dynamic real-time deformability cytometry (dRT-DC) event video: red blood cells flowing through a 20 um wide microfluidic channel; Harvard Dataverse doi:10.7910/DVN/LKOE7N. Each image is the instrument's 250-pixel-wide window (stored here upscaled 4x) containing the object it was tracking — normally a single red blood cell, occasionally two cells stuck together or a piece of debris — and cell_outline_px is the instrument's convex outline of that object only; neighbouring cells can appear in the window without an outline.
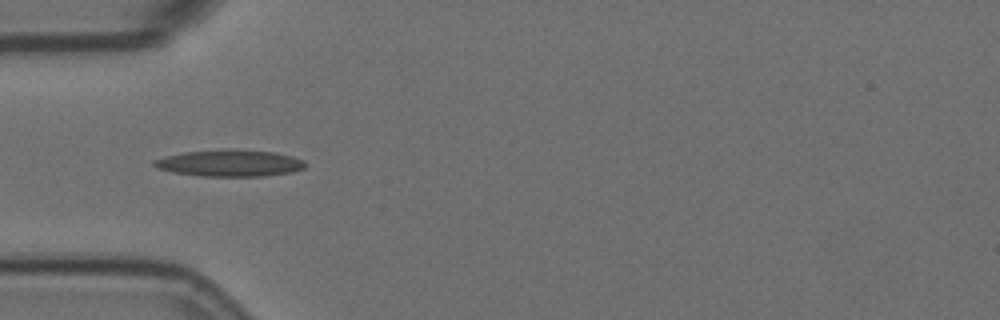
{"species": "Egyptian fruit bat (a non-hibernating species)", "species_latin": "Rousettus aegyptiacus", "temperature_condition": "room temperature", "stored_images_in_passage": 41, "camera_frame_rate_fps": 3000, "um_per_image_px": 0.085, "animal": {"sex": "female"}, "frame": {"image": 1, "passage_image": 1, "time_ms": 0.0, "image_size_px": [1000, 320], "cell_outline_px": [[304, 168], [292, 172], [268, 176], [200, 176], [172, 172], [156, 168], [152, 164], [152, 160], [164, 156], [184, 152], [276, 152], [292, 156], [304, 160]], "centroid_in_image_um": [19.5, 13.92], "position_along_channel_um": 65.5, "area_um2": 22.54}}
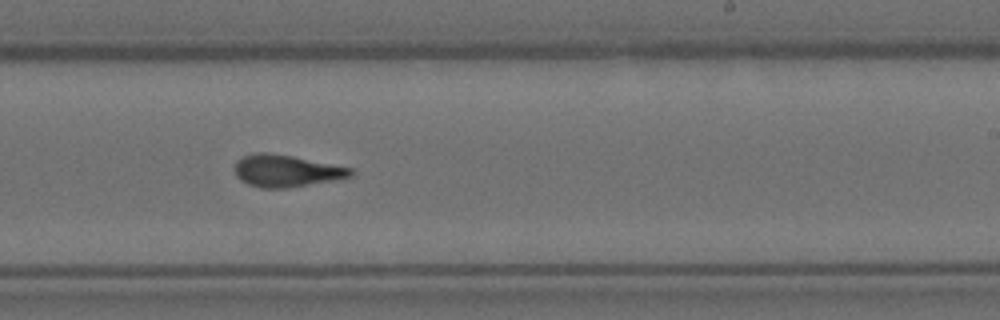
{"frame": {"image": 2, "passage_image": 18, "time_ms": 5.667, "image_size_px": [1000, 320], "cell_outline_px": [[356, 172], [352, 176], [336, 180], [288, 188], [260, 188], [248, 184], [240, 180], [236, 176], [236, 160], [240, 156], [256, 152], [268, 152], [292, 156], [352, 168]], "centroid_in_image_um": [24.33, 14.52], "position_along_channel_um": 264.7, "area_um2": 21.85}}
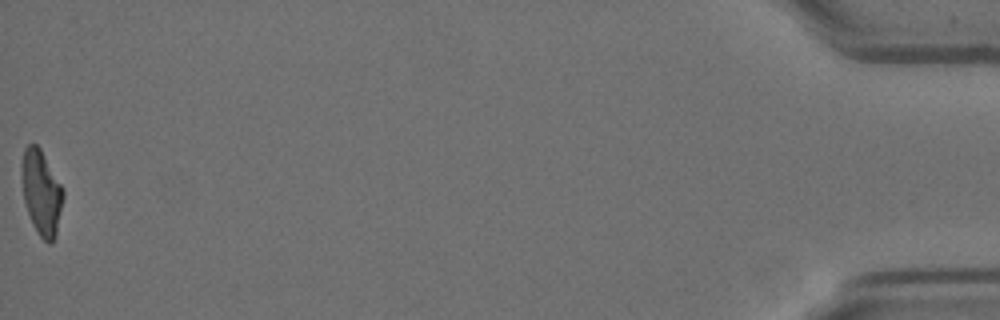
{"frame": {"image": 3, "passage_image": 41, "time_ms": 13.333, "image_size_px": [1000, 320], "cell_outline_px": [[64, 196], [56, 236], [52, 244], [48, 244], [40, 236], [32, 224], [24, 200], [20, 172], [20, 168], [24, 148], [28, 144], [36, 144], [40, 148], [64, 188]], "centroid_in_image_um": [3.52, 16.36], "position_along_channel_um": 431.7, "area_um2": 20.81}, "authors_computed_cell_mechanics": {"area_um2": 21.2126, "velocity_mm_per_s": 3.5133, "shape_relaxation_time_tau1_ms": 6.0879, "shape_relaxation_time_tau2_ms": 1.7034, "deformation_change_tau1": 0.2181, "deformation_change_tau2": 0.1088}}